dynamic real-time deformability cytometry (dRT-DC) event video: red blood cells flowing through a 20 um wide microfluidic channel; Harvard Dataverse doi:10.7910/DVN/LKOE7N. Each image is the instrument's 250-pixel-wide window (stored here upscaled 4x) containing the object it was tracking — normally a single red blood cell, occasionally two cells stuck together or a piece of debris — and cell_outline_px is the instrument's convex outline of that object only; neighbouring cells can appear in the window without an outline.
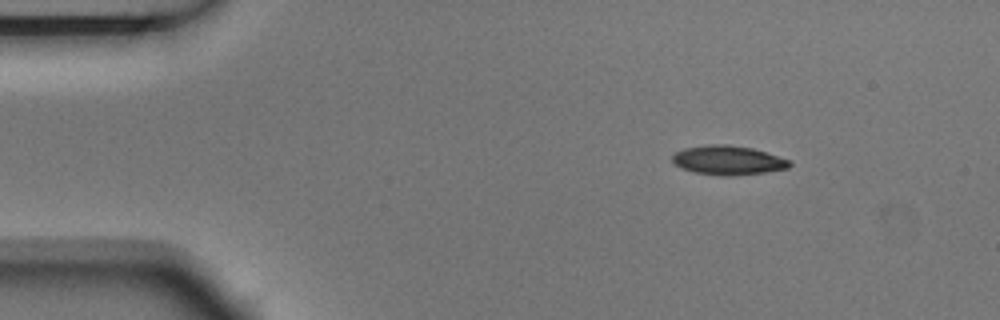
{"species": "Egyptian fruit bat (a non-hibernating species)", "species_latin": "Rousettus aegyptiacus", "temperature_condition": "room temperature", "stored_images_in_passage": 4, "camera_frame_rate_fps": 3000, "um_per_image_px": 0.085, "animal": {"sex": "male"}, "frame": {"image": 1, "passage_image": 1, "time_ms": 0.0, "image_size_px": [1000, 320], "cell_outline_px": [[792, 164], [788, 168], [764, 172], [732, 176], [720, 176], [696, 172], [680, 168], [672, 160], [672, 156], [676, 152], [684, 148], [708, 144], [728, 144], [752, 148], [788, 160]], "centroid_in_image_um": [61.84, 13.62], "position_along_channel_um": 23.2, "area_um2": 19.77}}
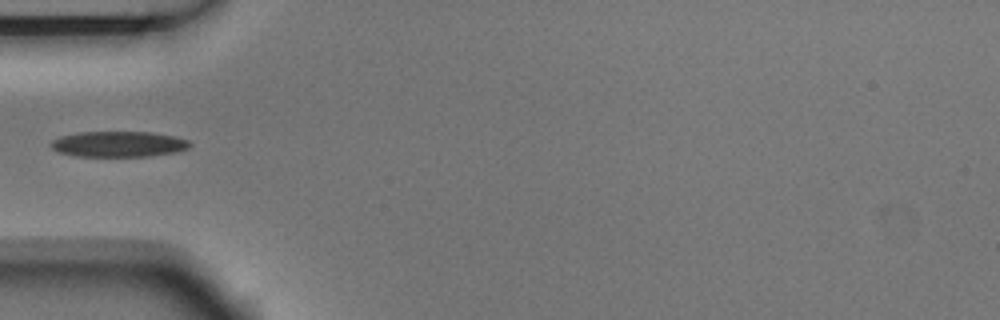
{"frame": {"image": 2, "passage_image": 4, "time_ms": 1.0, "image_size_px": [1000, 320], "cell_outline_px": [[192, 144], [188, 148], [176, 152], [152, 156], [76, 156], [60, 152], [52, 148], [48, 144], [52, 140], [60, 136], [80, 132], [152, 132], [172, 136], [188, 140]], "centroid_in_image_um": [10.07, 12.25], "position_along_channel_um": 74.9, "area_um2": 20.75}}